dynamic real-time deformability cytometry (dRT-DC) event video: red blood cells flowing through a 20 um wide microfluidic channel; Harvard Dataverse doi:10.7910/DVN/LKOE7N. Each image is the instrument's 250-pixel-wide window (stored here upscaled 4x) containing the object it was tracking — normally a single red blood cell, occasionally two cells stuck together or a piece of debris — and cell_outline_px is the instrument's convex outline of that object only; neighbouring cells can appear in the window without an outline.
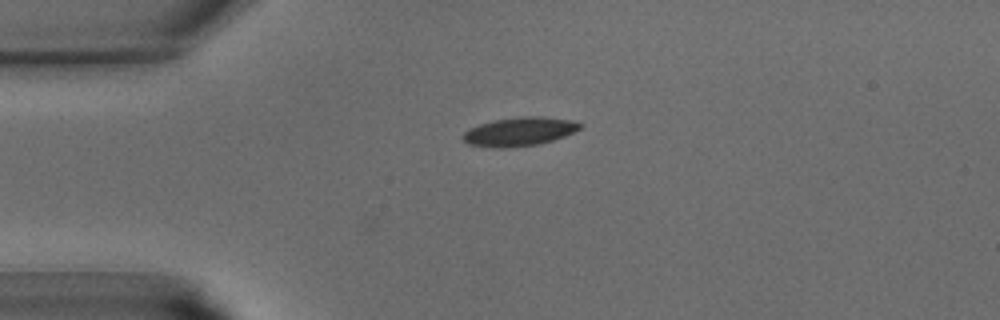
{"species": "common noctule bat (a hibernating species)", "species_latin": "Nyctalus noctula", "temperature_condition": "warm", "stored_images_in_passage": 2, "camera_frame_rate_fps": 3000, "um_per_image_px": 0.085, "animal": {"sex": "male", "body_mass_g": 15.6}, "frame": {"image": 1, "passage_image": 2, "time_ms": 0.333, "image_size_px": [1000, 320], "cell_outline_px": [[584, 124], [580, 128], [564, 136], [552, 140], [536, 144], [504, 148], [492, 148], [468, 144], [460, 136], [468, 128], [492, 120], [520, 116], [544, 116], [572, 120]], "centroid_in_image_um": [44.11, 11.17], "position_along_channel_um": 40.9, "area_um2": 19.71}}